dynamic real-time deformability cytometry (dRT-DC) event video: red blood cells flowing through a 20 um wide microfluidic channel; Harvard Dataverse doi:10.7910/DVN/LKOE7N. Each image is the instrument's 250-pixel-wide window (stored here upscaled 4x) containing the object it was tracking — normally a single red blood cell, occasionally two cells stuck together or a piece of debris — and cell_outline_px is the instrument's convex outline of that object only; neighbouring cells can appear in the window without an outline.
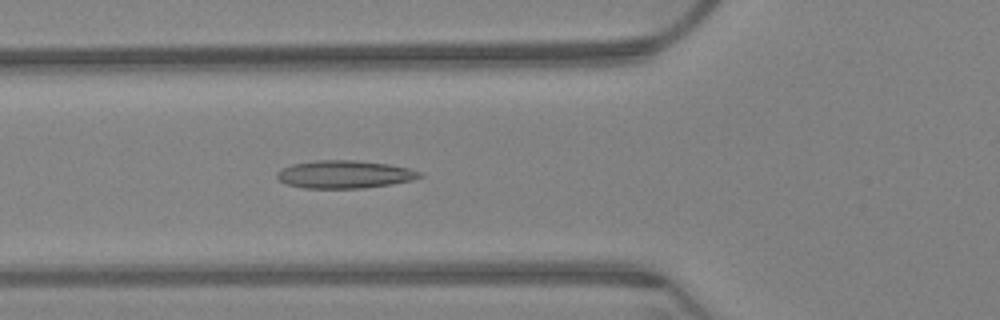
{"species": "Egyptian fruit bat (a non-hibernating species)", "species_latin": "Rousettus aegyptiacus", "temperature_condition": "warm", "stored_images_in_passage": 65, "camera_frame_rate_fps": 3000, "um_per_image_px": 0.085, "animal": {"sex": "female"}, "frame": {"image": 1, "passage_image": 24, "time_ms": 7.667, "image_size_px": [1000, 320], "cell_outline_px": [[424, 176], [412, 180], [364, 188], [304, 188], [288, 184], [276, 180], [276, 172], [280, 168], [292, 164], [316, 160], [352, 160], [388, 164], [408, 168], [420, 172]], "centroid_in_image_um": [29.22, 14.82], "position_along_channel_um": 96.6, "area_um2": 23.12}}
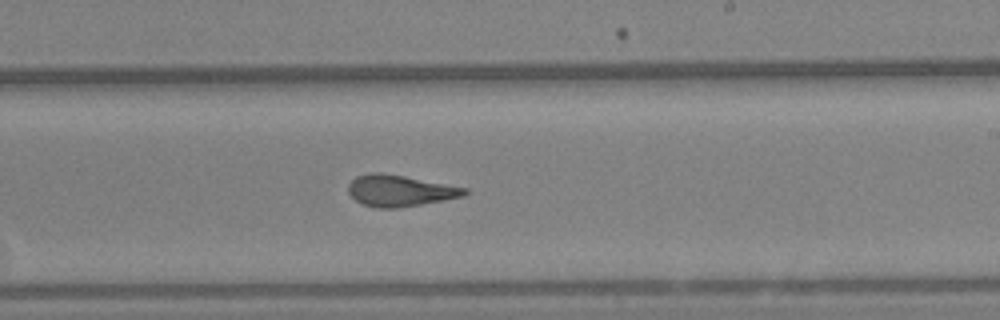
{"frame": {"image": 2, "passage_image": 39, "time_ms": 12.667, "image_size_px": [1000, 320], "cell_outline_px": [[468, 192], [464, 196], [400, 208], [376, 208], [364, 204], [356, 200], [348, 192], [348, 184], [356, 176], [372, 172], [380, 172], [404, 176], [468, 188]], "centroid_in_image_um": [33.98, 16.21], "position_along_channel_um": 255.0, "area_um2": 21.15}}
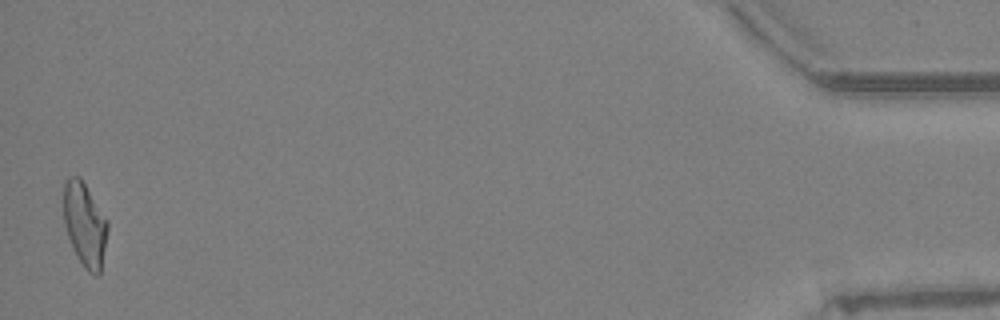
{"frame": {"image": 3, "passage_image": 64, "time_ms": 21.0, "image_size_px": [1000, 320], "cell_outline_px": [[108, 228], [100, 272], [96, 276], [88, 272], [84, 268], [72, 248], [64, 224], [64, 184], [68, 176], [80, 176], [108, 220]], "centroid_in_image_um": [7.2, 19.07], "position_along_channel_um": 428.0, "area_um2": 21.5}, "authors_computed_cell_mechanics": {"area_um2": 21.6172, "velocity_mm_per_s": 3.1902, "shape_relaxation_time_tau1_ms": null, "shape_relaxation_time_tau2_ms": 2.3946, "deformation_change_tau1": null, "deformation_change_tau2": 0.1162}}